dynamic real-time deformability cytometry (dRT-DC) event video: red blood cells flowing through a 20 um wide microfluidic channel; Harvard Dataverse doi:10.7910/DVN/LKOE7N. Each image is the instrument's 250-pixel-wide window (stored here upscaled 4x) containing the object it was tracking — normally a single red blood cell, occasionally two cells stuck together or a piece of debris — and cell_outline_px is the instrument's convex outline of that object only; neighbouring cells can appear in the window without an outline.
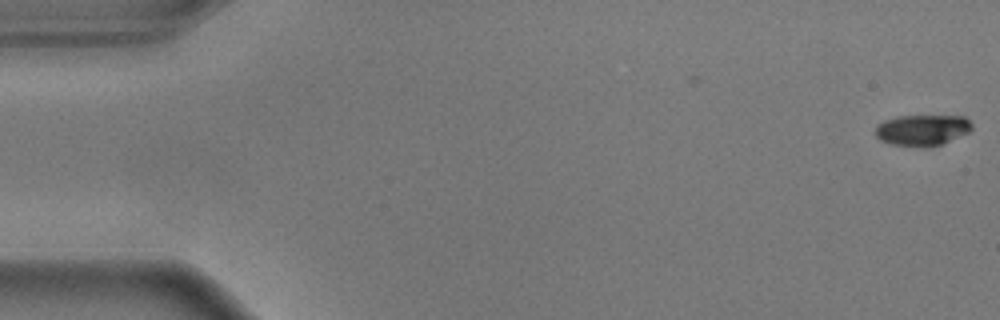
{"species": "common noctule bat (a hibernating species)", "species_latin": "Nyctalus noctula", "temperature_condition": "warm", "stored_images_in_passage": 56, "camera_frame_rate_fps": 3000, "um_per_image_px": 0.085, "animal": {"sex": "male", "body_mass_g": 17.9}, "frame": {"image": 1, "passage_image": 1, "time_ms": 0.0, "image_size_px": [1000, 320], "cell_outline_px": [[972, 128], [968, 132], [940, 144], [892, 144], [880, 140], [876, 136], [876, 128], [884, 120], [896, 116], [964, 116], [972, 124]], "centroid_in_image_um": [78.39, 11.0], "position_along_channel_um": 6.6, "area_um2": 16.59}}
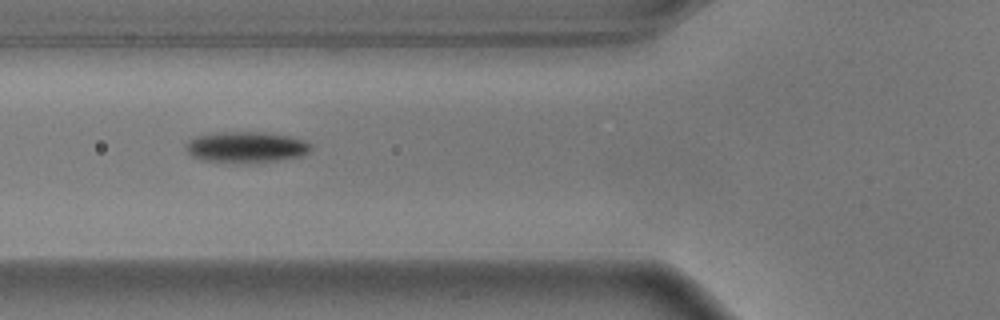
{"frame": {"image": 2, "passage_image": 21, "time_ms": 6.667, "image_size_px": [1000, 320], "cell_outline_px": [[312, 148], [304, 156], [276, 160], [204, 160], [192, 156], [188, 152], [184, 144], [188, 140], [196, 136], [220, 132], [264, 132], [292, 136], [304, 140], [312, 144]], "centroid_in_image_um": [20.97, 12.45], "position_along_channel_um": 104.8, "area_um2": 21.85}}
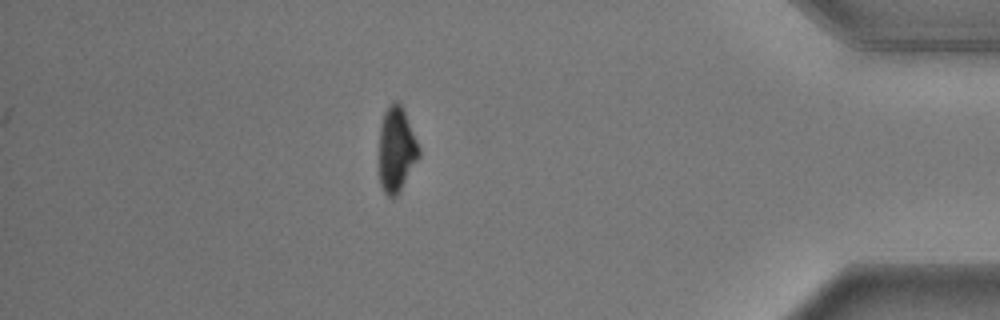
{"frame": {"image": 3, "passage_image": 49, "time_ms": 16.0, "image_size_px": [1000, 320], "cell_outline_px": [[420, 156], [396, 196], [388, 196], [384, 192], [380, 184], [380, 124], [384, 112], [396, 100], [404, 108], [420, 148]], "centroid_in_image_um": [33.71, 12.68], "position_along_channel_um": 401.5, "area_um2": 19.48}, "authors_computed_cell_mechanics": {"area_um2": 20.1144, "velocity_mm_per_s": 3.6211, "shape_relaxation_time_tau1_ms": 2.2088, "shape_relaxation_time_tau2_ms": 9.6945, "deformation_change_tau1": 0.1329, "deformation_change_tau2": 0.1334}}